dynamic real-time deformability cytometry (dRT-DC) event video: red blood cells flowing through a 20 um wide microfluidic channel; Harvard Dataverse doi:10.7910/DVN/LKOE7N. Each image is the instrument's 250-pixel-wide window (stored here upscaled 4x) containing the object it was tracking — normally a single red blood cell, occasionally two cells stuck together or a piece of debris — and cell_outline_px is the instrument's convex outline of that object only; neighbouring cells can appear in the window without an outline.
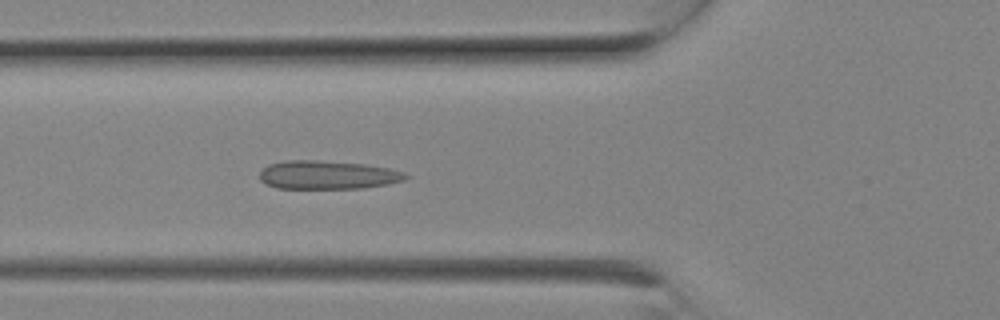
{"species": "Egyptian fruit bat (a non-hibernating species)", "species_latin": "Rousettus aegyptiacus", "temperature_condition": "room temperature", "stored_images_in_passage": 7, "camera_frame_rate_fps": 3000, "um_per_image_px": 0.085, "animal": {"sex": "female"}, "frame": {"image": 1, "passage_image": 7, "time_ms": 2.0, "image_size_px": [1000, 320], "cell_outline_px": [[412, 176], [404, 180], [388, 184], [364, 188], [276, 188], [260, 180], [260, 172], [268, 164], [284, 160], [316, 160], [364, 164], [388, 168], [404, 172]], "centroid_in_image_um": [27.87, 14.86], "position_along_channel_um": 97.9, "area_um2": 24.28}}